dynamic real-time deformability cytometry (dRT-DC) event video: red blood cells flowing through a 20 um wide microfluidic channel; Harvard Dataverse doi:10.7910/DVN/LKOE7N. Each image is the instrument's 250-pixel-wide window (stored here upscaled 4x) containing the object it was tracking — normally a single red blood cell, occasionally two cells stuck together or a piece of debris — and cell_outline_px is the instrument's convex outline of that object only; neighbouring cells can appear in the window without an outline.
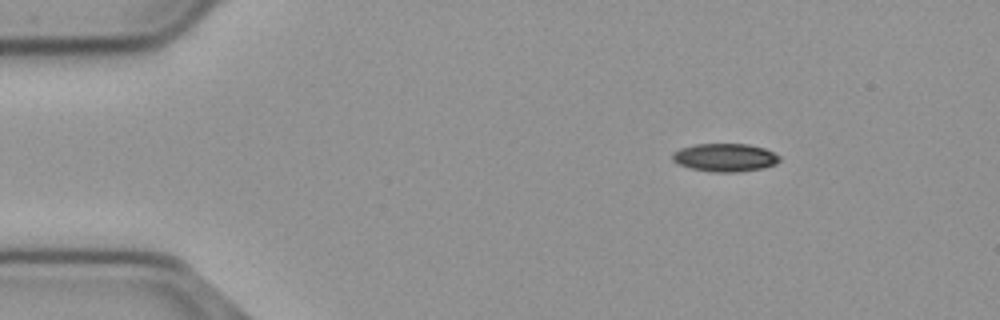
{"species": "common noctule bat (a hibernating species)", "species_latin": "Nyctalus noctula", "temperature_condition": "cold", "stored_images_in_passage": 48, "camera_frame_rate_fps": 3000, "um_per_image_px": 0.085, "animal": {"sex": "male", "body_mass_g": 23.1, "forearm_length_mm": 52.7}, "frame": {"image": 1, "passage_image": 1, "time_ms": 0.0, "image_size_px": [1000, 320], "cell_outline_px": [[780, 160], [776, 164], [764, 168], [736, 172], [712, 172], [692, 168], [680, 164], [672, 160], [672, 152], [680, 148], [696, 144], [748, 144], [764, 148], [780, 156]], "centroid_in_image_um": [61.63, 13.38], "position_along_channel_um": 23.4, "area_um2": 17.51}}
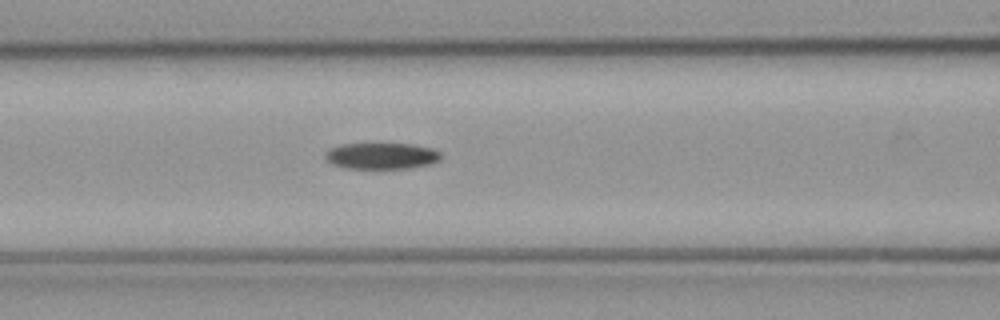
{"frame": {"image": 2, "passage_image": 16, "time_ms": 5.0, "image_size_px": [1000, 320], "cell_outline_px": [[440, 160], [432, 164], [408, 168], [348, 168], [336, 164], [328, 160], [324, 156], [324, 152], [340, 144], [412, 144], [432, 148], [440, 152]], "centroid_in_image_um": [32.47, 13.24], "position_along_channel_um": 134.1, "area_um2": 17.51}}
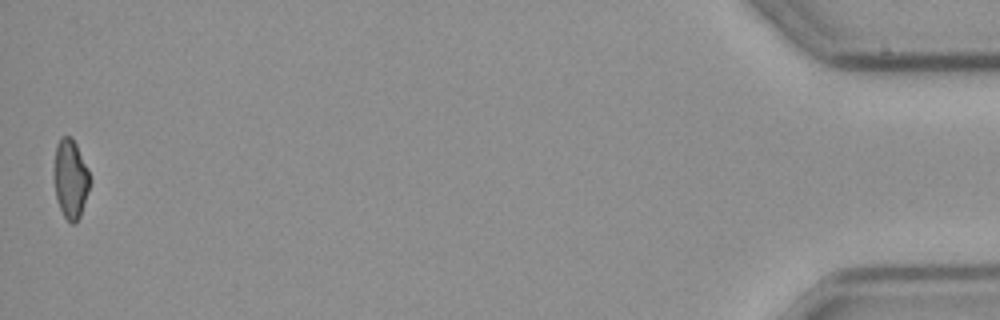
{"frame": {"image": 3, "passage_image": 48, "time_ms": 15.667, "image_size_px": [1000, 320], "cell_outline_px": [[92, 180], [80, 216], [76, 224], [72, 224], [64, 216], [56, 200], [52, 172], [56, 144], [60, 136], [72, 136], [76, 144]], "centroid_in_image_um": [5.96, 15.19], "position_along_channel_um": 429.2, "area_um2": 16.94}}